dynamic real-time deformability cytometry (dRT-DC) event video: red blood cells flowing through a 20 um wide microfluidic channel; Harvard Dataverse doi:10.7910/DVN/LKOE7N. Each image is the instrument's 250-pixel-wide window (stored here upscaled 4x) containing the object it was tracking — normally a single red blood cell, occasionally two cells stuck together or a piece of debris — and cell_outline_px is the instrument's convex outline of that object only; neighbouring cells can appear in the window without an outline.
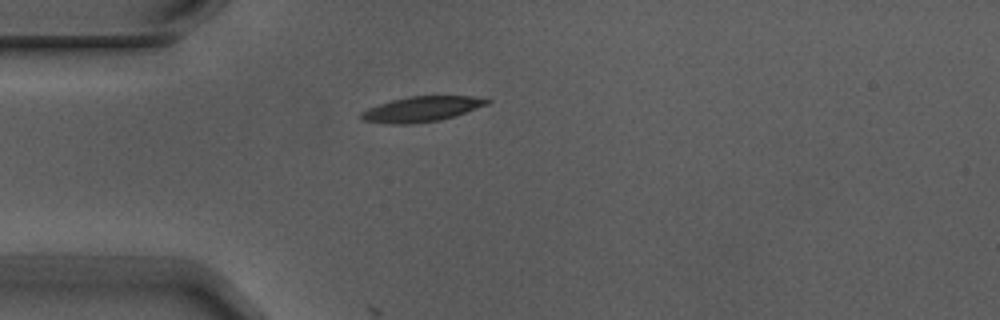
{"species": "Egyptian fruit bat (a non-hibernating species)", "species_latin": "Rousettus aegyptiacus", "temperature_condition": "warm", "stored_images_in_passage": 2, "camera_frame_rate_fps": 3000, "um_per_image_px": 0.085, "animal": {"sex": "male"}, "frame": {"image": 1, "passage_image": 1, "time_ms": 0.0, "image_size_px": [1000, 320], "cell_outline_px": [[492, 100], [488, 104], [440, 120], [408, 124], [392, 124], [360, 120], [360, 112], [368, 108], [392, 100], [408, 96], [472, 96]], "centroid_in_image_um": [35.79, 9.27], "position_along_channel_um": 49.2, "area_um2": 18.26}}